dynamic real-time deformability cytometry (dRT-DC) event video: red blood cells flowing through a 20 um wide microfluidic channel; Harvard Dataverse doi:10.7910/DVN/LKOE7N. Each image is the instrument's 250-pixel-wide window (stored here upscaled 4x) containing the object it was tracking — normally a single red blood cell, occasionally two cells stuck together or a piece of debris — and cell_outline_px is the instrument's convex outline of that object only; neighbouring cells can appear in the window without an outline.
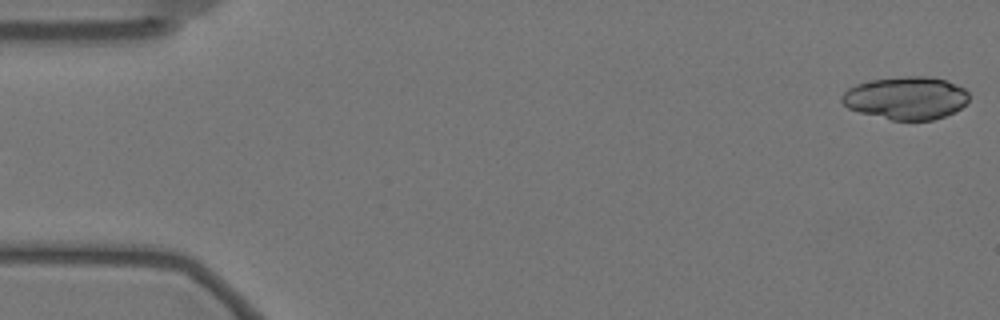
{"species": "Egyptian fruit bat (a non-hibernating species)", "species_latin": "Rousettus aegyptiacus", "temperature_condition": "warm", "stored_images_in_passage": 7, "camera_frame_rate_fps": 3000, "um_per_image_px": 0.085, "animal": {"sex": "female"}, "frame": {"image": 1, "passage_image": 1, "time_ms": 0.0, "image_size_px": [1000, 320], "cell_outline_px": [[968, 100], [956, 112], [932, 120], [892, 120], [860, 112], [848, 108], [840, 100], [840, 96], [848, 88], [856, 84], [872, 80], [908, 76], [928, 76], [944, 80], [956, 84], [964, 88], [968, 92]], "centroid_in_image_um": [77.01, 8.33], "position_along_channel_um": 8.0, "area_um2": 31.62}}